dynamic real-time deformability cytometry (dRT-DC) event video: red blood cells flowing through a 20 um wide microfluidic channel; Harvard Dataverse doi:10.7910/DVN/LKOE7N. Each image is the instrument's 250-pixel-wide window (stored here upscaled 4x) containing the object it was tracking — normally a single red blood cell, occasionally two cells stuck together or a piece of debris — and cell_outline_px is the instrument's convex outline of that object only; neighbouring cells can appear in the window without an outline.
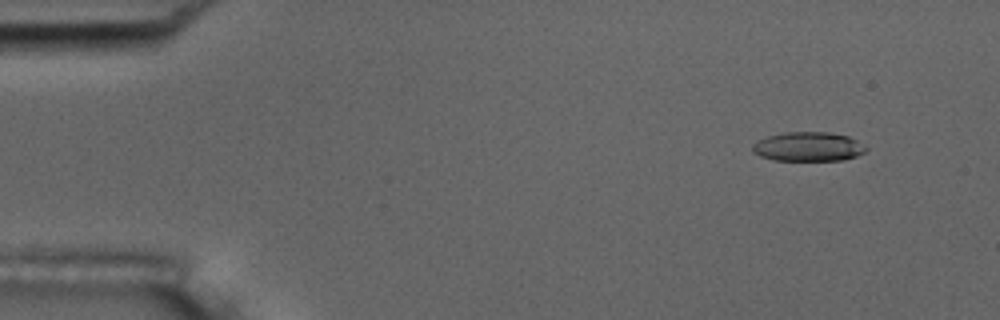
{"species": "common noctule bat (a hibernating species)", "species_latin": "Nyctalus noctula", "temperature_condition": "room temperature", "stored_images_in_passage": 56, "camera_frame_rate_fps": 3000, "um_per_image_px": 0.085, "animal": {"sex": "male", "body_mass_g": 17.5, "forearm_length_mm": 52.3}, "frame": {"image": 1, "passage_image": 5, "time_ms": 1.333, "image_size_px": [1000, 320], "cell_outline_px": [[868, 148], [864, 152], [856, 156], [844, 160], [776, 160], [760, 156], [752, 152], [752, 144], [756, 140], [768, 136], [784, 132], [828, 132], [848, 136], [856, 140]], "centroid_in_image_um": [68.67, 12.46], "position_along_channel_um": 16.3, "area_um2": 19.36}}
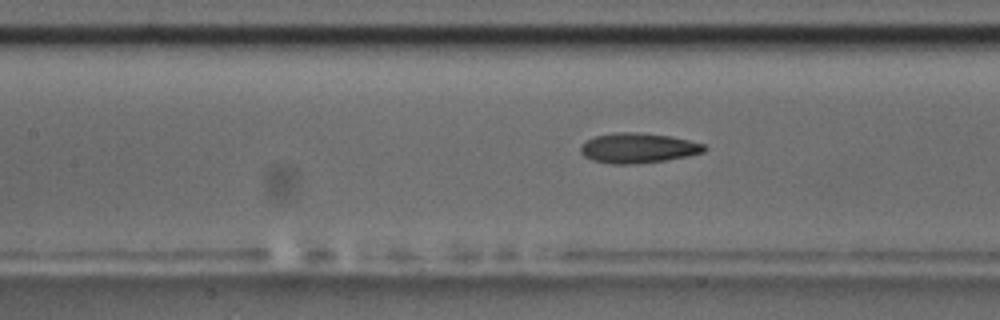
{"frame": {"image": 2, "passage_image": 25, "time_ms": 8.0, "image_size_px": [1000, 320], "cell_outline_px": [[708, 148], [704, 152], [688, 156], [664, 160], [636, 164], [612, 164], [592, 160], [584, 156], [580, 152], [580, 148], [588, 140], [596, 136], [612, 132], [640, 132], [672, 136], [704, 144]], "centroid_in_image_um": [54.25, 12.58], "position_along_channel_um": 153.1, "area_um2": 21.68}}
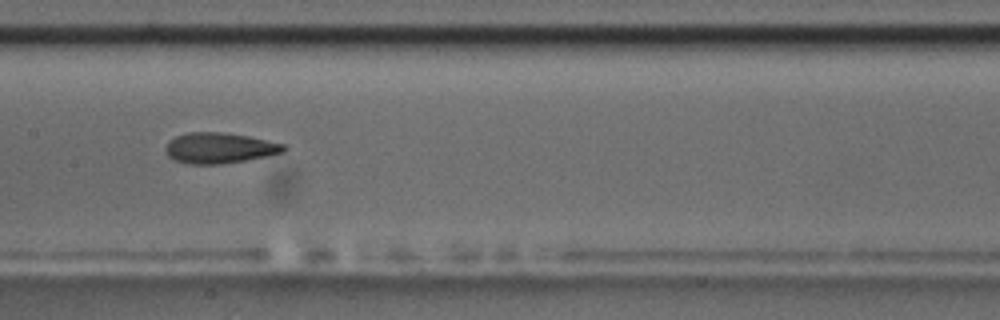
{"frame": {"image": 3, "passage_image": 28, "time_ms": 9.0, "image_size_px": [1000, 320], "cell_outline_px": [[288, 148], [284, 152], [268, 156], [220, 164], [188, 164], [176, 160], [168, 156], [164, 148], [168, 140], [176, 136], [188, 132], [224, 132], [248, 136], [284, 144]], "centroid_in_image_um": [18.64, 12.57], "position_along_channel_um": 188.8, "area_um2": 21.15}, "authors_computed_cell_mechanics": {"area_um2": 20.6635, "velocity_mm_per_s": 3.5882, "shape_relaxation_time_tau1_ms": 3.8294, "shape_relaxation_time_tau2_ms": 1.6628, "deformation_change_tau1": 0.1705, "deformation_change_tau2": 0.1057}}